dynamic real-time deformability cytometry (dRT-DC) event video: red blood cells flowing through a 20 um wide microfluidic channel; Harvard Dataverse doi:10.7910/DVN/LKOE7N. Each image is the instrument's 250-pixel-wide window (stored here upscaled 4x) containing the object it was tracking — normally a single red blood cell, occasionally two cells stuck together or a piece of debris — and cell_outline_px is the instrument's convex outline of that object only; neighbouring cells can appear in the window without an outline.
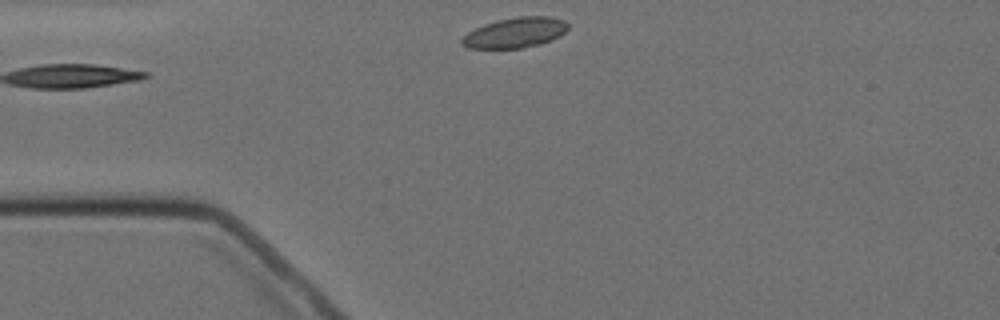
{"species": "Egyptian fruit bat (a non-hibernating species)", "species_latin": "Rousettus aegyptiacus", "temperature_condition": "cold", "stored_images_in_passage": 2, "camera_frame_rate_fps": 3000, "um_per_image_px": 0.085, "animal": {"sex": "female"}, "frame": {"image": 1, "passage_image": 1, "time_ms": 0.0, "image_size_px": [1000, 320], "cell_outline_px": [[568, 28], [560, 36], [552, 40], [540, 44], [520, 48], [468, 48], [460, 44], [460, 40], [468, 32], [484, 24], [496, 20], [516, 16], [548, 16], [564, 20], [568, 24]], "centroid_in_image_um": [43.79, 2.77], "position_along_channel_um": 41.2, "area_um2": 18.79}}